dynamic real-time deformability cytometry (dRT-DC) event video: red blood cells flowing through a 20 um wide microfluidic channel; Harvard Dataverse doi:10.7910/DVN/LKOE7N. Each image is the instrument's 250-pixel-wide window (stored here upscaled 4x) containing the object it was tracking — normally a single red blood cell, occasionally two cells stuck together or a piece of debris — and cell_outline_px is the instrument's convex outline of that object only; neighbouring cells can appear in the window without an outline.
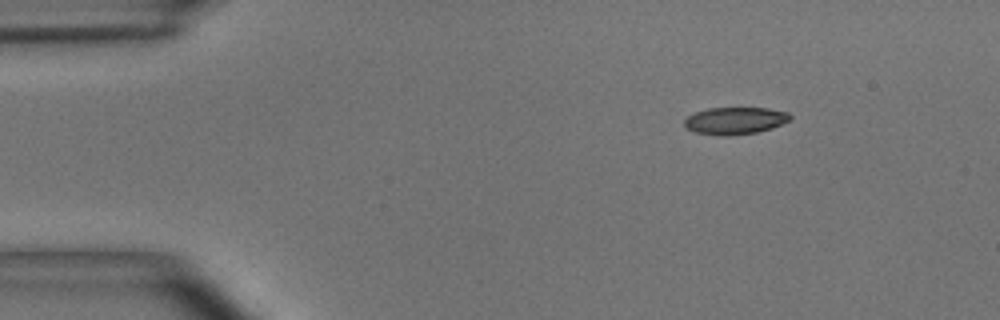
{"species": "common noctule bat (a hibernating species)", "species_latin": "Nyctalus noctula", "temperature_condition": "room temperature", "stored_images_in_passage": 4, "camera_frame_rate_fps": 3000, "um_per_image_px": 0.085, "animal": {"sex": "male", "body_mass_g": 15.6}, "frame": {"image": 1, "passage_image": 1, "time_ms": 0.0, "image_size_px": [1000, 320], "cell_outline_px": [[792, 116], [788, 120], [772, 128], [756, 132], [728, 136], [724, 136], [696, 132], [688, 128], [684, 124], [684, 120], [688, 116], [696, 112], [708, 108], [768, 108], [788, 112]], "centroid_in_image_um": [62.48, 10.25], "position_along_channel_um": 22.5, "area_um2": 16.53}}
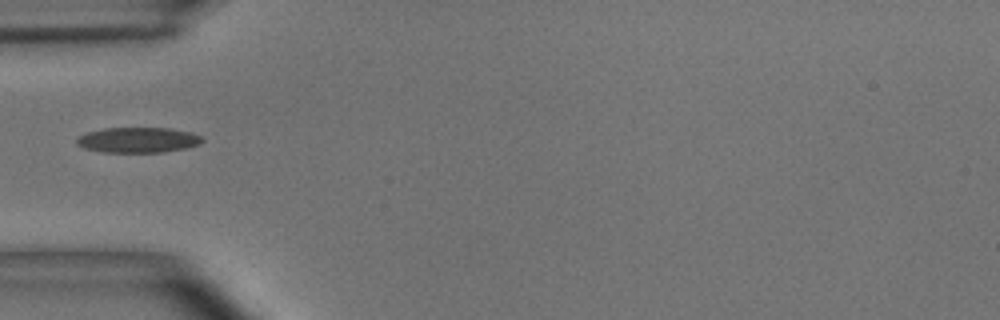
{"frame": {"image": 2, "passage_image": 4, "time_ms": 1.0, "image_size_px": [1000, 320], "cell_outline_px": [[204, 140], [200, 144], [188, 148], [164, 152], [104, 152], [84, 148], [76, 144], [76, 136], [88, 132], [104, 128], [168, 128], [192, 132], [200, 136]], "centroid_in_image_um": [11.73, 11.9], "position_along_channel_um": 73.3, "area_um2": 18.67}}